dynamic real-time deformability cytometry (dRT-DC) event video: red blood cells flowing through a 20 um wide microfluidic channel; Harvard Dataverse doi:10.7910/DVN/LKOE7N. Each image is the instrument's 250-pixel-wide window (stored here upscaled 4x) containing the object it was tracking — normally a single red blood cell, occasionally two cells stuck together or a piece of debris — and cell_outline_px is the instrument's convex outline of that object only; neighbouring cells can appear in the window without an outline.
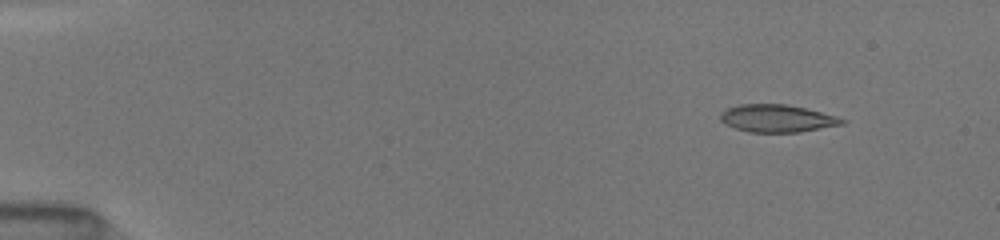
{"species": "common noctule bat (a hibernating species)", "species_latin": "Nyctalus noctula", "temperature_condition": "room temperature", "stored_images_in_passage": 7, "camera_frame_rate_fps": 3000, "um_per_image_px": 0.085, "animal": {"sex": "female", "body_mass_g": 19.5, "forearm_length_mm": 54.1}, "frame": {"image": 1, "passage_image": 1, "time_ms": 0.0, "image_size_px": [1000, 240], "cell_outline_px": [[848, 120], [844, 124], [800, 132], [748, 132], [736, 128], [720, 120], [720, 112], [728, 108], [740, 104], [784, 104], [804, 108], [836, 116]], "centroid_in_image_um": [66.06, 10.06], "position_along_channel_um": 18.9, "area_um2": 19.36}}
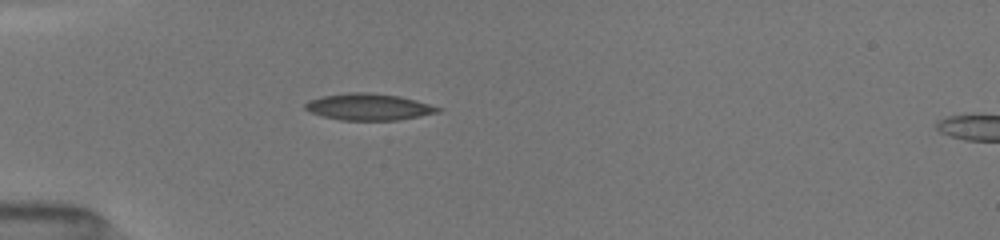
{"frame": {"image": 2, "passage_image": 5, "time_ms": 3.333, "image_size_px": [1000, 240], "cell_outline_px": [[444, 108], [440, 112], [420, 116], [396, 120], [340, 120], [320, 116], [308, 112], [304, 108], [304, 104], [308, 100], [320, 96], [348, 92], [372, 92], [400, 96], [416, 100]], "centroid_in_image_um": [31.31, 9.08], "position_along_channel_um": 53.7, "area_um2": 20.98}}
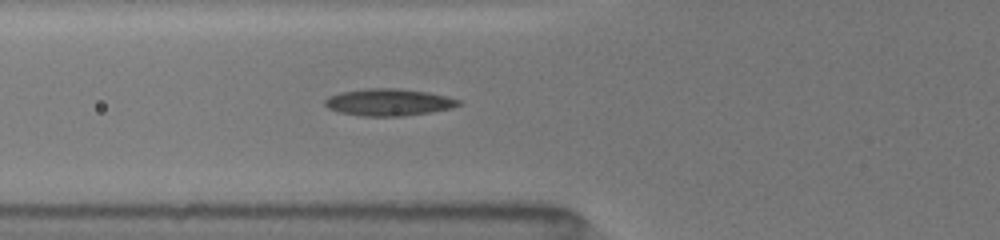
{"frame": {"image": 3, "passage_image": 7, "time_ms": 4.667, "image_size_px": [1000, 240], "cell_outline_px": [[464, 104], [452, 108], [432, 112], [400, 116], [360, 116], [340, 112], [328, 108], [324, 104], [324, 100], [328, 96], [340, 92], [368, 88], [400, 88], [428, 92], [448, 96], [460, 100]], "centroid_in_image_um": [33.07, 8.68], "position_along_channel_um": 92.7, "area_um2": 21.27}}